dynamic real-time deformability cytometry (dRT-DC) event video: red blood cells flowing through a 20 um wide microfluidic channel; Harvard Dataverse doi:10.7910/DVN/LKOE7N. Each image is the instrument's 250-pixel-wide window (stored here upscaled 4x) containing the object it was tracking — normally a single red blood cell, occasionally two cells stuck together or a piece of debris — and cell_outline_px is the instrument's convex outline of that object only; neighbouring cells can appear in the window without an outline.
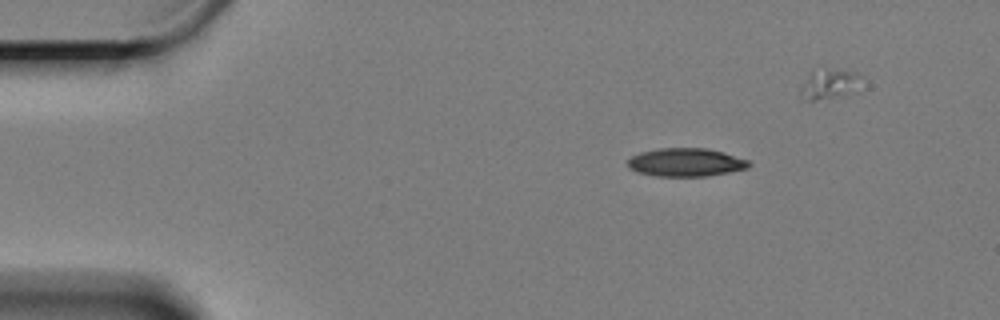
{"species": "Egyptian fruit bat (a non-hibernating species)", "species_latin": "Rousettus aegyptiacus", "temperature_condition": "cold", "stored_images_in_passage": 45, "camera_frame_rate_fps": 3000, "um_per_image_px": 0.085, "animal": {"sex": "female"}, "frame": {"image": 1, "passage_image": 1, "time_ms": 0.0, "image_size_px": [1000, 320], "cell_outline_px": [[752, 164], [748, 168], [708, 176], [656, 176], [640, 172], [628, 168], [628, 160], [632, 156], [640, 152], [660, 148], [708, 148], [724, 152], [752, 160]], "centroid_in_image_um": [58.36, 13.79], "position_along_channel_um": 26.6, "area_um2": 20.11}}
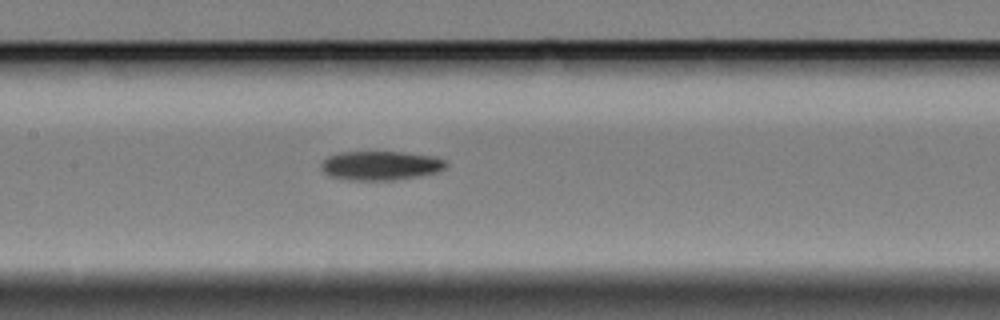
{"frame": {"image": 2, "passage_image": 20, "time_ms": 6.333, "image_size_px": [1000, 320], "cell_outline_px": [[448, 164], [444, 168], [436, 172], [420, 176], [392, 180], [348, 180], [328, 176], [320, 168], [320, 164], [328, 156], [340, 152], [404, 152], [436, 156], [444, 160]], "centroid_in_image_um": [32.33, 14.07], "position_along_channel_um": 175.1, "area_um2": 21.33}}
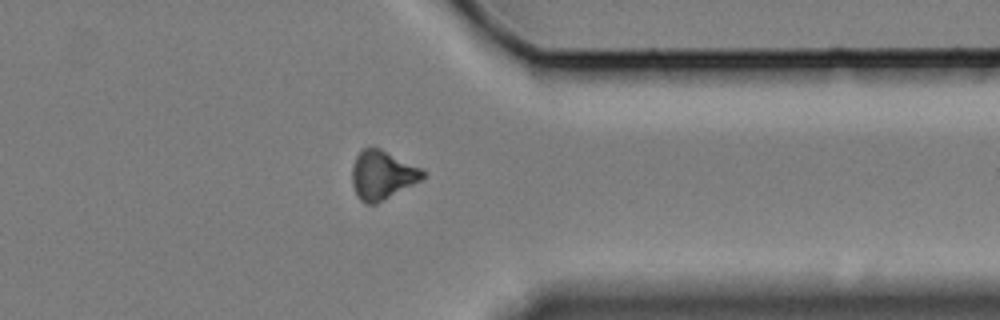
{"frame": {"image": 3, "passage_image": 39, "time_ms": 12.667, "image_size_px": [1000, 320], "cell_outline_px": [[424, 176], [420, 180], [376, 204], [364, 204], [360, 200], [352, 184], [352, 168], [356, 156], [364, 148], [380, 148], [420, 168], [424, 172]], "centroid_in_image_um": [32.45, 14.89], "position_along_channel_um": 378.9, "area_um2": 19.65}}